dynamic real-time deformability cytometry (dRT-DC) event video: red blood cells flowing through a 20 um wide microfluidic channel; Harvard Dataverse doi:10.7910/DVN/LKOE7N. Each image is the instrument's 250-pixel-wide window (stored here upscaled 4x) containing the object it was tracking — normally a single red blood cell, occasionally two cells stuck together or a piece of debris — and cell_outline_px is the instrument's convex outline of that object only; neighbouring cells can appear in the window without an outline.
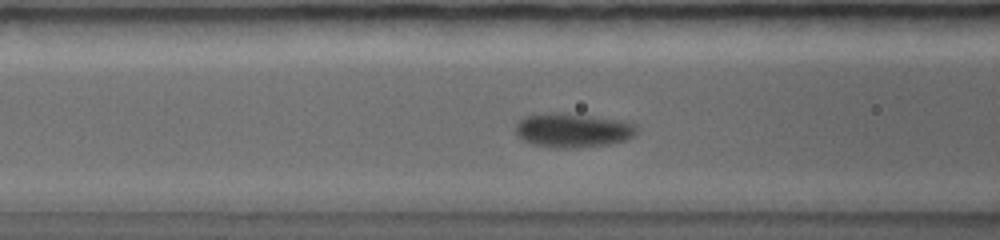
{"species": "common noctule bat (a hibernating species)", "species_latin": "Nyctalus noctula", "temperature_condition": "warm", "stored_images_in_passage": 50, "camera_frame_rate_fps": 5000, "um_per_image_px": 0.085, "animal": {"sex": "female", "body_mass_g": 19.0, "forearm_length_mm": 56.7}, "frame": {"image": 1, "passage_image": 16, "time_ms": 3.0, "image_size_px": [1000, 240], "cell_outline_px": [[636, 132], [632, 136], [624, 140], [608, 144], [568, 148], [560, 148], [532, 144], [524, 140], [516, 132], [516, 124], [524, 116], [552, 112], [560, 112], [624, 120], [632, 124], [636, 128]], "centroid_in_image_um": [48.67, 11.05], "position_along_channel_um": 117.9, "area_um2": 23.81}}
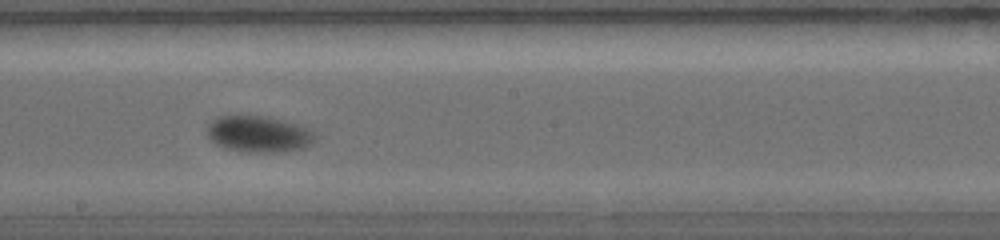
{"frame": {"image": 2, "passage_image": 27, "time_ms": 4.8, "image_size_px": [1000, 240], "cell_outline_px": [[316, 136], [304, 148], [276, 152], [248, 152], [224, 148], [208, 140], [208, 124], [212, 120], [220, 116], [268, 116], [284, 120], [312, 128], [316, 132]], "centroid_in_image_um": [22.0, 11.39], "position_along_channel_um": 226.2, "area_um2": 23.0}}
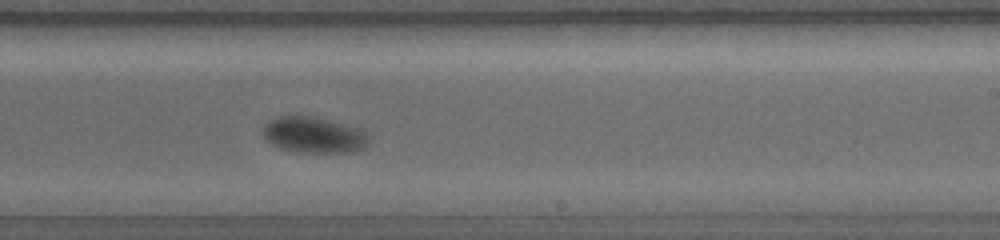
{"frame": {"image": 3, "passage_image": 31, "time_ms": 5.4, "image_size_px": [1000, 240], "cell_outline_px": [[368, 140], [360, 148], [348, 152], [300, 152], [280, 148], [264, 140], [264, 124], [268, 120], [280, 116], [308, 116], [356, 128], [364, 132], [368, 136]], "centroid_in_image_um": [26.56, 11.48], "position_along_channel_um": 262.4, "area_um2": 21.44}}